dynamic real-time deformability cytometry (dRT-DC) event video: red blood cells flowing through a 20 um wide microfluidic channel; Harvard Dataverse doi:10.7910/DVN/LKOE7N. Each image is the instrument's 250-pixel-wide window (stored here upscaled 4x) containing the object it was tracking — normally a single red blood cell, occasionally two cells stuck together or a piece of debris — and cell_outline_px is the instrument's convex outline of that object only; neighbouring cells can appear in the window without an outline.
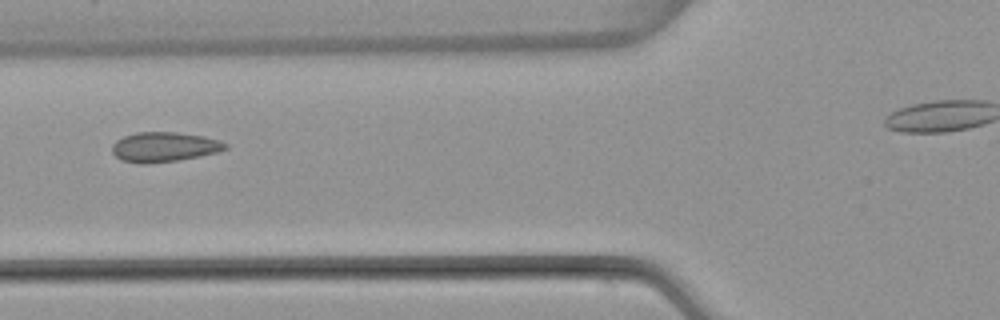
{"species": "common noctule bat (a hibernating species)", "species_latin": "Nyctalus noctula", "temperature_condition": "warm", "stored_images_in_passage": 6, "segment_of_instrument_passage": [1, 2], "camera_frame_rate_fps": 3000, "um_per_image_px": 0.085, "animal": {"sex": "female", "body_mass_g": 22.7, "forearm_length_mm": 54.2}, "frame": {"image": 1, "passage_image": 5, "time_ms": 4.667, "image_size_px": [1000, 320], "cell_outline_px": [[228, 148], [216, 152], [200, 156], [176, 160], [148, 164], [140, 164], [120, 160], [112, 152], [112, 144], [116, 140], [124, 136], [136, 132], [176, 132], [204, 136], [220, 140], [228, 144]], "centroid_in_image_um": [13.94, 12.49], "position_along_channel_um": 111.9, "area_um2": 19.77}}